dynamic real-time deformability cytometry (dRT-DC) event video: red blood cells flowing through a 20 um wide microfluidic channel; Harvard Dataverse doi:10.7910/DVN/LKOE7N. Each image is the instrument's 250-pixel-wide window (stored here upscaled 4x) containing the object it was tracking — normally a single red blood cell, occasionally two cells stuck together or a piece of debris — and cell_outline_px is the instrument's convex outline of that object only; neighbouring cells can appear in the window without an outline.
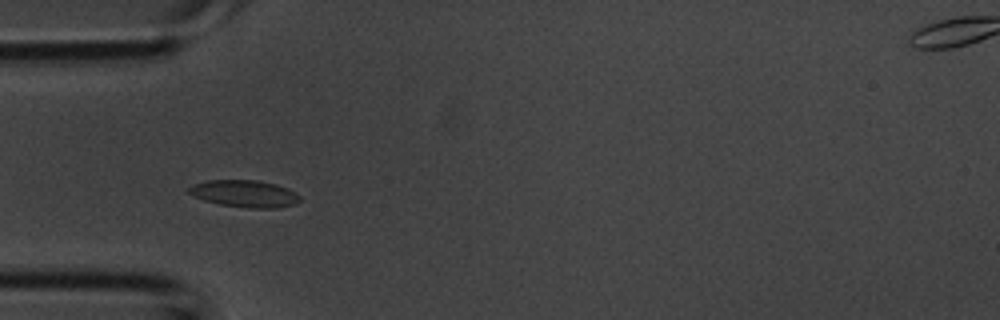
{"species": "common noctule bat (a hibernating species)", "species_latin": "Nyctalus noctula", "temperature_condition": "room temperature", "stored_images_in_passage": 4, "camera_frame_rate_fps": 3000, "um_per_image_px": 0.085, "animal": {"sex": "male", "body_mass_g": 20.1, "forearm_length_mm": 53.5}, "frame": {"image": 1, "passage_image": 4, "time_ms": 1.0, "image_size_px": [1000, 320], "cell_outline_px": [[300, 200], [296, 204], [276, 208], [248, 208], [220, 204], [204, 200], [192, 196], [188, 192], [188, 188], [192, 184], [208, 180], [256, 180], [276, 184], [288, 188], [296, 192], [300, 196]], "centroid_in_image_um": [20.79, 16.46], "position_along_channel_um": 64.2, "area_um2": 17.63}}